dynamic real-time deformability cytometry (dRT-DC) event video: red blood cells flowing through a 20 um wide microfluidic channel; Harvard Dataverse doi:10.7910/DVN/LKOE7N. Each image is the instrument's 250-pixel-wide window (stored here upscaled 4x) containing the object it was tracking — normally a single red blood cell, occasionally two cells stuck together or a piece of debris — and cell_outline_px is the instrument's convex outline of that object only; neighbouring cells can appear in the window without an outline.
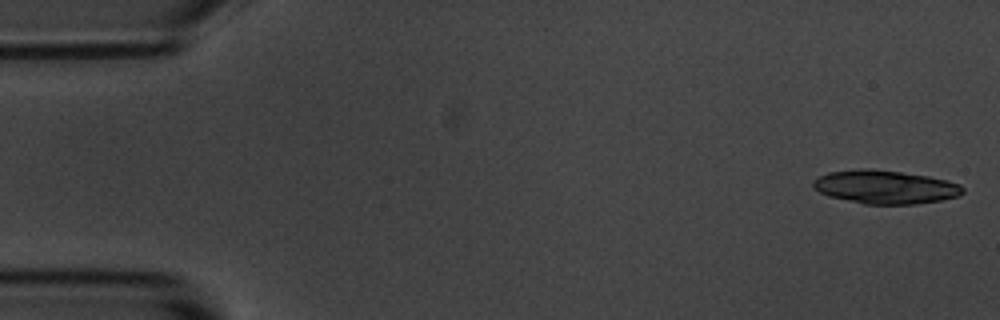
{"species": "common noctule bat (a hibernating species)", "species_latin": "Nyctalus noctula", "temperature_condition": "room temperature", "stored_images_in_passage": 7, "camera_frame_rate_fps": 3000, "um_per_image_px": 0.085, "animal": {"sex": "male", "body_mass_g": 20.1, "forearm_length_mm": 53.5}, "frame": {"image": 1, "passage_image": 1, "time_ms": 0.0, "image_size_px": [1000, 320], "cell_outline_px": [[964, 192], [960, 196], [940, 200], [916, 204], [864, 204], [828, 196], [820, 192], [812, 184], [812, 180], [828, 172], [868, 168], [900, 172], [928, 176], [960, 184], [964, 188]], "centroid_in_image_um": [75.25, 15.9], "position_along_channel_um": 9.8, "area_um2": 29.02}}